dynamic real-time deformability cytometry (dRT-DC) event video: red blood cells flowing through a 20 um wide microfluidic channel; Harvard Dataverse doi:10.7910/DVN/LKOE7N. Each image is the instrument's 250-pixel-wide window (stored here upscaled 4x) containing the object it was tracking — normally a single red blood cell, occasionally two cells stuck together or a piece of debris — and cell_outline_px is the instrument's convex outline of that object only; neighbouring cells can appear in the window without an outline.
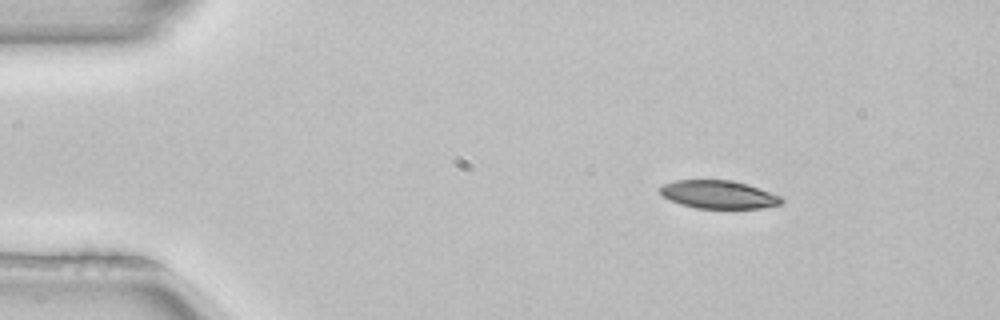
{"species": "common noctule bat (a hibernating species)", "species_latin": "Nyctalus noctula", "temperature_condition": "room temperature", "stored_images_in_passage": 4, "camera_frame_rate_fps": 3000, "um_per_image_px": 0.085, "animal": {"sex": "female", "body_mass_g": 22.7, "forearm_length_mm": 54.2}, "frame": {"image": 1, "passage_image": 2, "time_ms": 0.333, "image_size_px": [1000, 320], "cell_outline_px": [[784, 200], [780, 204], [760, 208], [696, 208], [680, 204], [664, 196], [660, 192], [660, 188], [664, 184], [676, 180], [728, 180], [748, 184], [780, 196]], "centroid_in_image_um": [61.08, 16.53], "position_along_channel_um": 23.9, "area_um2": 19.59}}
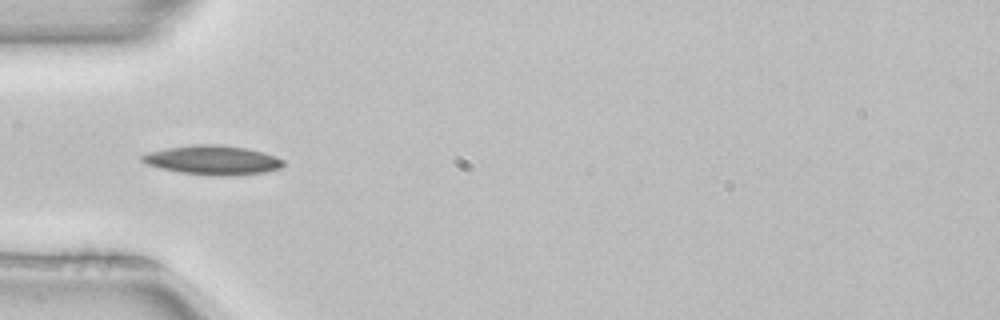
{"frame": {"image": 2, "passage_image": 4, "time_ms": 1.0, "image_size_px": [1000, 320], "cell_outline_px": [[284, 164], [280, 168], [264, 172], [232, 176], [212, 176], [180, 172], [148, 164], [140, 160], [140, 156], [148, 152], [168, 148], [192, 144], [216, 144], [248, 148], [276, 156], [284, 160]], "centroid_in_image_um": [18.11, 13.6], "position_along_channel_um": 66.9, "area_um2": 24.04}}